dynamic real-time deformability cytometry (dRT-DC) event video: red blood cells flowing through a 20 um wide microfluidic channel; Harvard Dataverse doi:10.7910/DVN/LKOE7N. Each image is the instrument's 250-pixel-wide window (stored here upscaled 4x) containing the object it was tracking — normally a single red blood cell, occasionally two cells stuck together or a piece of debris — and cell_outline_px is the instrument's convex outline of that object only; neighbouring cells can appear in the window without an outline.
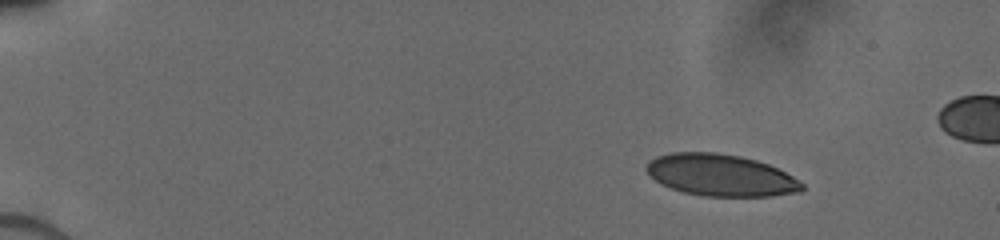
{"species": "human", "species_latin": "Homo sapiens", "temperature_condition": "cold", "stored_images_in_passage": 50, "segment_of_instrument_passage": [1, 2], "camera_frame_rate_fps": 3000, "um_per_image_px": 0.085, "donor": {"sex": "male"}, "frame": {"image": 1, "passage_image": 1, "time_ms": 0.0, "image_size_px": [1000, 240], "cell_outline_px": [[804, 188], [800, 192], [772, 196], [704, 196], [684, 192], [660, 184], [644, 168], [656, 156], [672, 152], [716, 152], [740, 156], [756, 160], [768, 164], [800, 180], [804, 184]], "centroid_in_image_um": [61.28, 14.89], "position_along_channel_um": 23.7, "area_um2": 37.8}}
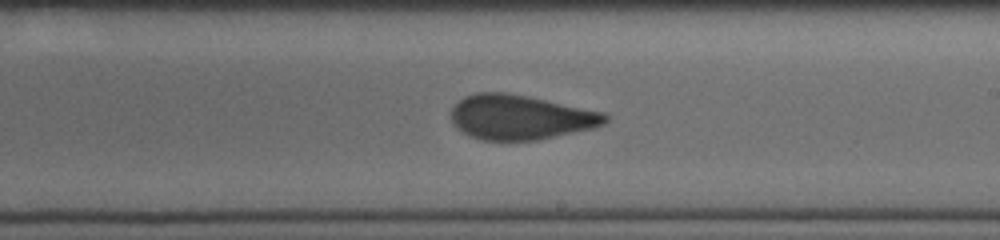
{"frame": {"image": 2, "passage_image": 31, "time_ms": 8.333, "image_size_px": [1000, 240], "cell_outline_px": [[608, 120], [604, 124], [596, 128], [536, 140], [484, 140], [468, 136], [456, 128], [452, 124], [452, 108], [464, 96], [476, 92], [504, 92], [604, 112], [608, 116]], "centroid_in_image_um": [44.22, 9.98], "position_along_channel_um": 244.8, "area_um2": 39.94}}
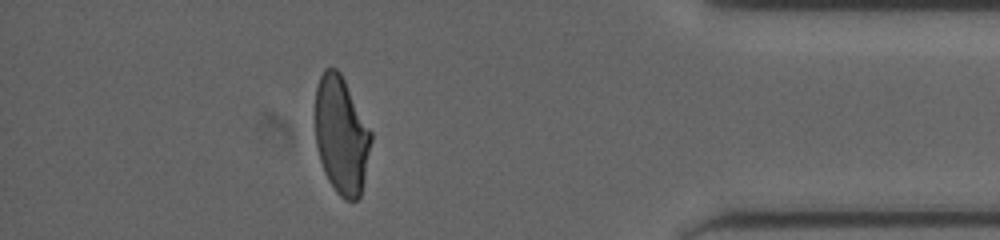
{"frame": {"image": 3, "passage_image": 45, "time_ms": 13.0, "image_size_px": [1000, 240], "cell_outline_px": [[372, 140], [364, 180], [360, 196], [356, 200], [344, 200], [336, 192], [328, 180], [324, 172], [320, 160], [316, 144], [316, 88], [320, 76], [324, 68], [336, 68], [340, 72], [372, 132]], "centroid_in_image_um": [29.02, 11.51], "position_along_channel_um": 406.2, "area_um2": 38.15}}